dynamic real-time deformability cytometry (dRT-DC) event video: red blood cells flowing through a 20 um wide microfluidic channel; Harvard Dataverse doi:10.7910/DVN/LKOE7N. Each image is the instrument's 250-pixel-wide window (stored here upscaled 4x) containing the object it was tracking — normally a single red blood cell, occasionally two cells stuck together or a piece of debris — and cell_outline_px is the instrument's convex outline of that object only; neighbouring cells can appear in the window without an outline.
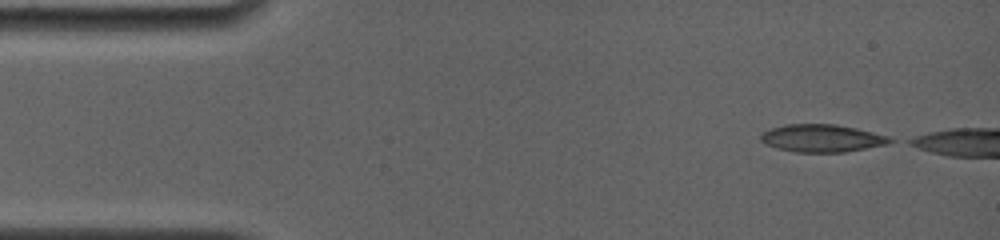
{"species": "common noctule bat (a hibernating species)", "species_latin": "Nyctalus noctula", "temperature_condition": "room temperature", "stored_images_in_passage": 27, "camera_frame_rate_fps": 4000, "um_per_image_px": 0.085, "animal": {"sex": "female", "body_mass_g": 19.0, "forearm_length_mm": 56.7}, "frame": {"image": 1, "passage_image": 1, "time_ms": 0.0, "image_size_px": [1000, 240], "cell_outline_px": [[896, 140], [888, 144], [844, 152], [796, 152], [776, 148], [760, 140], [760, 132], [784, 124], [836, 124], [856, 128], [888, 136]], "centroid_in_image_um": [69.86, 11.74], "position_along_channel_um": 15.1, "area_um2": 20.81}}
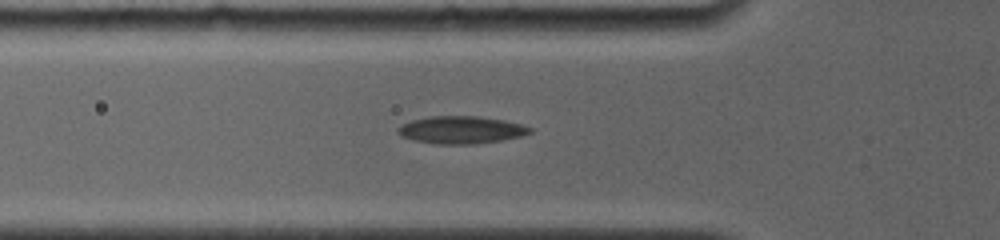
{"frame": {"image": 2, "passage_image": 25, "time_ms": 4.25, "image_size_px": [1000, 240], "cell_outline_px": [[532, 132], [520, 136], [504, 140], [476, 144], [436, 144], [416, 140], [404, 136], [396, 132], [396, 128], [400, 124], [412, 120], [428, 116], [480, 116], [504, 120], [520, 124], [532, 128]], "centroid_in_image_um": [39.19, 11.03], "position_along_channel_um": 86.6, "area_um2": 21.21}}